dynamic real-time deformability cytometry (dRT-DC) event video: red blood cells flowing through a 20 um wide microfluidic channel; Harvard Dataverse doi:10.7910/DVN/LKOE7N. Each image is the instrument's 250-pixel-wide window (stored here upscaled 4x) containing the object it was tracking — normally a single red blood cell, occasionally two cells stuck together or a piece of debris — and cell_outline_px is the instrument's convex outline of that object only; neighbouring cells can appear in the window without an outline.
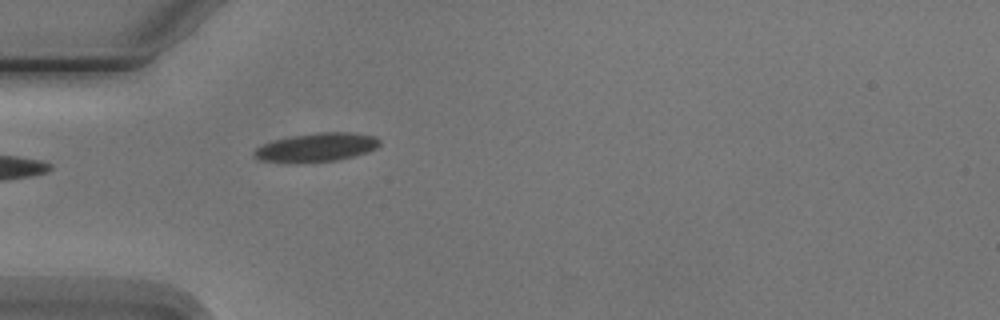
{"species": "Egyptian fruit bat (a non-hibernating species)", "species_latin": "Rousettus aegyptiacus", "temperature_condition": "cold", "stored_images_in_passage": 1, "camera_frame_rate_fps": 3000, "um_per_image_px": 0.085, "animal": {"sex": "male"}, "frame": {"image": 1, "passage_image": 1, "time_ms": 0.0, "image_size_px": [1000, 320], "cell_outline_px": [[380, 144], [376, 148], [352, 156], [336, 160], [284, 164], [260, 160], [252, 152], [256, 148], [272, 140], [292, 136], [316, 132], [352, 132], [376, 136], [380, 140]], "centroid_in_image_um": [26.86, 12.53], "position_along_channel_um": 58.1, "area_um2": 21.1}}